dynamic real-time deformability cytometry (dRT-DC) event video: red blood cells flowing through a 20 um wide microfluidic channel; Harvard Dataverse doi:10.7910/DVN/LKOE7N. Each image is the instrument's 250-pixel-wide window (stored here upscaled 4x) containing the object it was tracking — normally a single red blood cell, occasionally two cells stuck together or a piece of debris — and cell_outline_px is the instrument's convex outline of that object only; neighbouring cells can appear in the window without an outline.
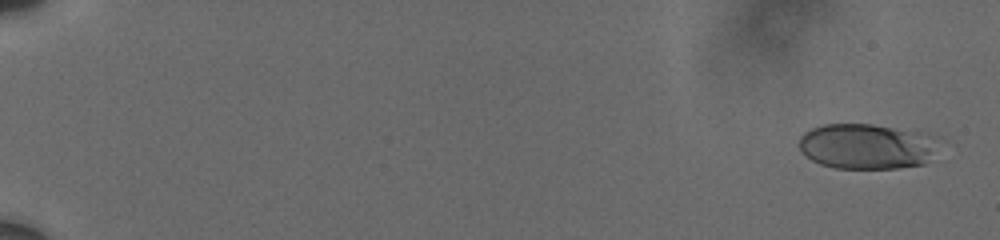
{"species": "human", "species_latin": "Homo sapiens", "temperature_condition": "cold", "stored_images_in_passage": 9, "camera_frame_rate_fps": 3000, "um_per_image_px": 0.085, "donor": {"sex": "male"}, "frame": {"image": 1, "passage_image": 1, "time_ms": 0.0, "image_size_px": [1000, 240], "cell_outline_px": [[928, 152], [924, 164], [896, 168], [836, 168], [820, 164], [812, 160], [800, 152], [800, 136], [804, 132], [812, 128], [824, 124], [872, 124], [924, 132], [928, 148]], "centroid_in_image_um": [73.44, 12.43], "position_along_channel_um": 11.6, "area_um2": 35.6}}
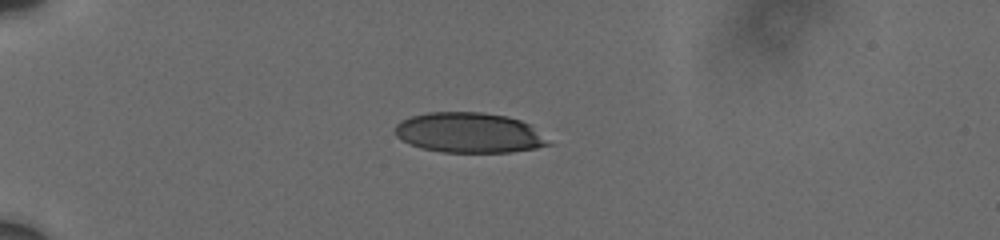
{"frame": {"image": 2, "passage_image": 6, "time_ms": 5.0, "image_size_px": [1000, 240], "cell_outline_px": [[552, 144], [536, 148], [512, 152], [444, 152], [424, 148], [412, 144], [396, 136], [396, 124], [400, 120], [412, 116], [428, 112], [484, 112], [508, 116], [520, 120], [528, 124]], "centroid_in_image_um": [39.87, 11.27], "position_along_channel_um": 45.1, "area_um2": 35.55}}
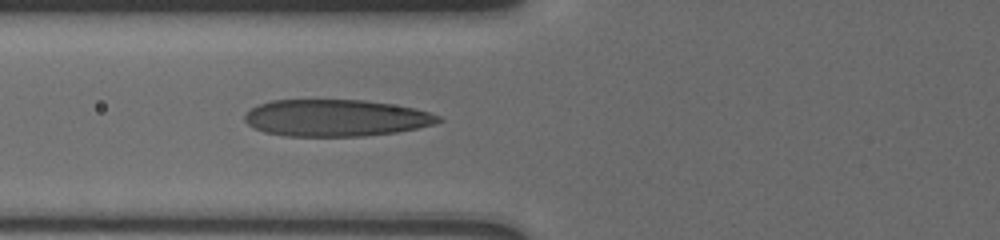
{"frame": {"image": 3, "passage_image": 9, "time_ms": 7.667, "image_size_px": [1000, 240], "cell_outline_px": [[444, 120], [432, 124], [416, 128], [396, 132], [364, 136], [284, 136], [264, 132], [248, 124], [244, 120], [244, 116], [252, 108], [260, 104], [272, 100], [364, 100], [416, 108], [440, 116]], "centroid_in_image_um": [28.55, 10.03], "position_along_channel_um": 97.3, "area_um2": 41.38}}